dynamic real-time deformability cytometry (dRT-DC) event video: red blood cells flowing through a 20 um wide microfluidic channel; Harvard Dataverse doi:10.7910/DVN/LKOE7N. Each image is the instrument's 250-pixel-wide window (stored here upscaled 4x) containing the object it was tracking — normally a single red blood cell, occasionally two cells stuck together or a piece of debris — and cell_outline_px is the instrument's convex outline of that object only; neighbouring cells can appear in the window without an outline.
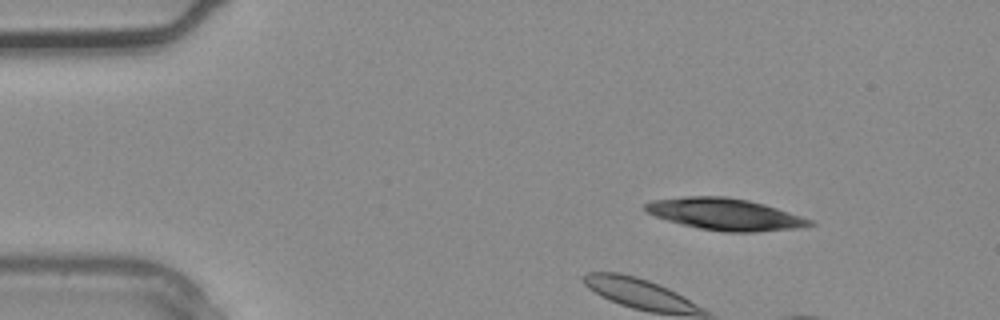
{"species": "common noctule bat (a hibernating species)", "species_latin": "Nyctalus noctula", "temperature_condition": "warm", "stored_images_in_passage": 3, "camera_frame_rate_fps": 3000, "um_per_image_px": 0.085, "animal": {"sex": "male", "body_mass_g": 20.4}, "frame": {"image": 1, "passage_image": 1, "time_ms": 0.0, "image_size_px": [1000, 320], "cell_outline_px": [[816, 224], [800, 228], [756, 232], [724, 232], [700, 228], [680, 224], [656, 216], [648, 212], [644, 208], [644, 204], [652, 200], [684, 196], [724, 196], [748, 200], [764, 204], [812, 220]], "centroid_in_image_um": [61.63, 18.21], "position_along_channel_um": 23.4, "area_um2": 30.29}}